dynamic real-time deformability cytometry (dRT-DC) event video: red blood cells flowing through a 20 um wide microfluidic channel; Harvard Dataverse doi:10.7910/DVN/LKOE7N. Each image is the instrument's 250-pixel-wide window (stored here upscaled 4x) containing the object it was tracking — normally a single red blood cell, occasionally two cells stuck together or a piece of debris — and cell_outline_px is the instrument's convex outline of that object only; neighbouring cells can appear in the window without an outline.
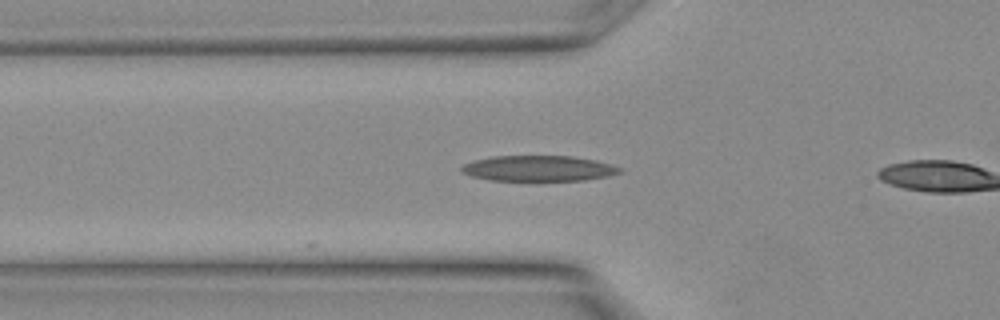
{"species": "Egyptian fruit bat (a non-hibernating species)", "species_latin": "Rousettus aegyptiacus", "temperature_condition": "warm", "stored_images_in_passage": 6, "camera_frame_rate_fps": 3000, "um_per_image_px": 0.085, "animal": {"sex": "female"}, "frame": {"image": 1, "passage_image": 6, "time_ms": 1.667, "image_size_px": [1000, 320], "cell_outline_px": [[624, 172], [608, 176], [584, 180], [492, 180], [472, 176], [460, 172], [460, 168], [464, 164], [476, 160], [492, 156], [572, 156], [596, 160], [612, 164], [620, 168]], "centroid_in_image_um": [45.8, 14.31], "position_along_channel_um": 80.0, "area_um2": 23.52}}